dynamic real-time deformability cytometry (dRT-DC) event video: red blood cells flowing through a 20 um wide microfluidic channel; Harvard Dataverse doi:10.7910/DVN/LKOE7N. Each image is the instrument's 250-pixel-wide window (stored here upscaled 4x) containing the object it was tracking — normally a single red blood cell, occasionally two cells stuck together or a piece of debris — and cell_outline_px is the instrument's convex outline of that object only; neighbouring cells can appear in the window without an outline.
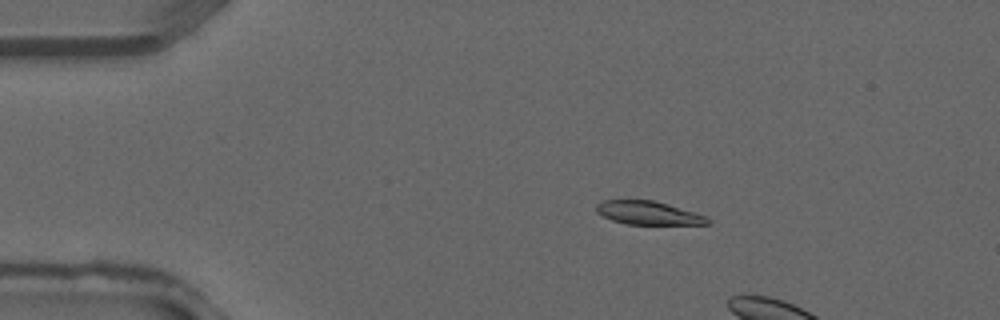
{"species": "common noctule bat (a hibernating species)", "species_latin": "Nyctalus noctula", "temperature_condition": "warm", "stored_images_in_passage": 8, "camera_frame_rate_fps": 3000, "um_per_image_px": 0.085, "animal": {"sex": "male", "forearm_length_mm": 52.5}, "frame": {"image": 1, "passage_image": 5, "time_ms": 1.333, "image_size_px": [1000, 320], "cell_outline_px": [[712, 224], [628, 224], [612, 220], [596, 212], [596, 204], [604, 200], [652, 200], [668, 204], [708, 216], [712, 220]], "centroid_in_image_um": [55.15, 18.1], "position_along_channel_um": 29.8, "area_um2": 15.2}}